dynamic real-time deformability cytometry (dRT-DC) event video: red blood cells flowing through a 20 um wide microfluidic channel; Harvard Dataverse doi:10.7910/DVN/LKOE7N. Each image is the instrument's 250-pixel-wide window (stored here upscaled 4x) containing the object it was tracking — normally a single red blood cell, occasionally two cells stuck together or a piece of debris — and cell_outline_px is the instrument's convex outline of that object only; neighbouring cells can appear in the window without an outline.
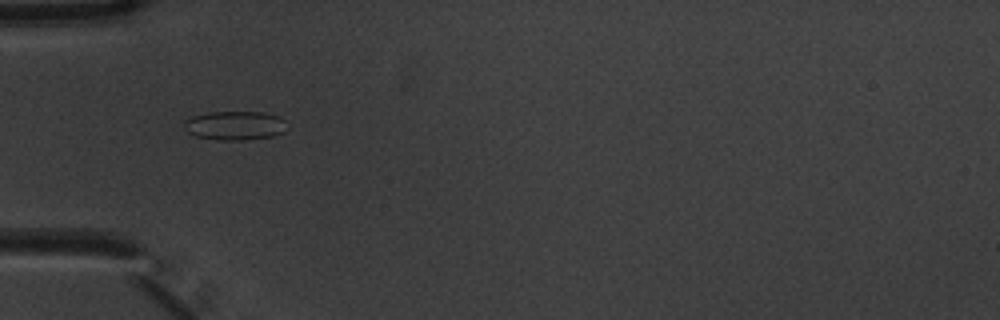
{"species": "common noctule bat (a hibernating species)", "species_latin": "Nyctalus noctula", "temperature_condition": "warm", "stored_images_in_passage": 5, "camera_frame_rate_fps": 3000, "um_per_image_px": 0.085, "animal": {"sex": "male", "body_mass_g": 20.1, "forearm_length_mm": 53.5}, "frame": {"image": 1, "passage_image": 4, "time_ms": 1.0, "image_size_px": [1000, 320], "cell_outline_px": [[288, 128], [284, 132], [272, 136], [244, 140], [216, 140], [196, 136], [188, 132], [184, 128], [184, 120], [192, 116], [208, 112], [264, 112], [280, 116], [284, 120]], "centroid_in_image_um": [19.98, 10.67], "position_along_channel_um": 65.0, "area_um2": 17.57}}
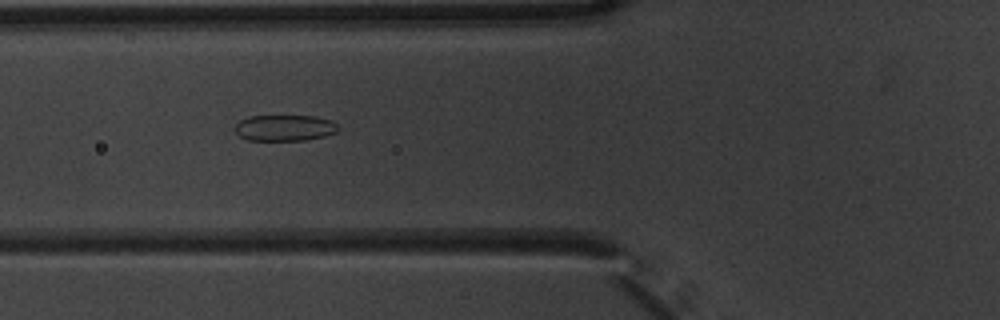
{"frame": {"image": 2, "passage_image": 5, "time_ms": 1.333, "image_size_px": [1000, 320], "cell_outline_px": [[340, 128], [336, 132], [324, 136], [304, 140], [248, 140], [240, 136], [236, 132], [236, 124], [240, 120], [248, 116], [316, 116], [332, 120]], "centroid_in_image_um": [24.22, 10.86], "position_along_channel_um": 101.6, "area_um2": 15.66}}